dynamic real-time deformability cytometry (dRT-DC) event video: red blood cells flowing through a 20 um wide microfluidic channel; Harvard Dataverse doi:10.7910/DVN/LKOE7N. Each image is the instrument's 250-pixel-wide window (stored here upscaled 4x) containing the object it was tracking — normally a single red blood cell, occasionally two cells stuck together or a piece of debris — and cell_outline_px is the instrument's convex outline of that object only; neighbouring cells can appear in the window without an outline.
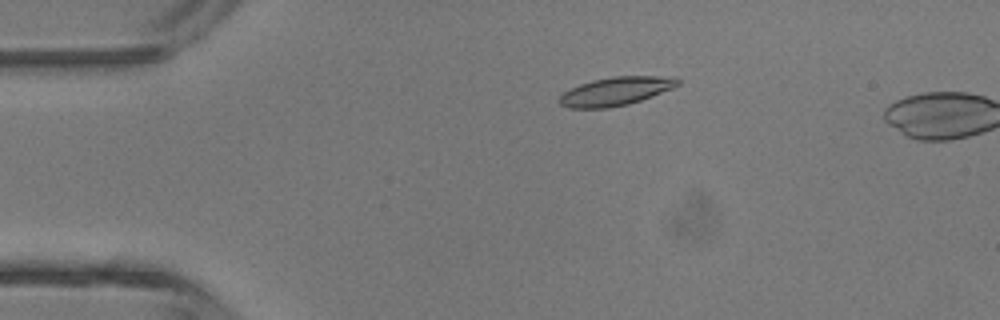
{"species": "common noctule bat (a hibernating species)", "species_latin": "Nyctalus noctula", "temperature_condition": "room temperature", "stored_images_in_passage": 3, "camera_frame_rate_fps": 3000, "um_per_image_px": 0.085, "animal": {"sex": "male", "body_mass_g": 13.3}, "frame": {"image": 1, "passage_image": 1, "time_ms": 0.0, "image_size_px": [1000, 320], "cell_outline_px": [[680, 84], [672, 88], [652, 96], [628, 104], [608, 108], [568, 108], [560, 104], [556, 100], [564, 92], [580, 84], [592, 80], [612, 76], [676, 76], [680, 80]], "centroid_in_image_um": [52.34, 7.75], "position_along_channel_um": 32.7, "area_um2": 19.71}}